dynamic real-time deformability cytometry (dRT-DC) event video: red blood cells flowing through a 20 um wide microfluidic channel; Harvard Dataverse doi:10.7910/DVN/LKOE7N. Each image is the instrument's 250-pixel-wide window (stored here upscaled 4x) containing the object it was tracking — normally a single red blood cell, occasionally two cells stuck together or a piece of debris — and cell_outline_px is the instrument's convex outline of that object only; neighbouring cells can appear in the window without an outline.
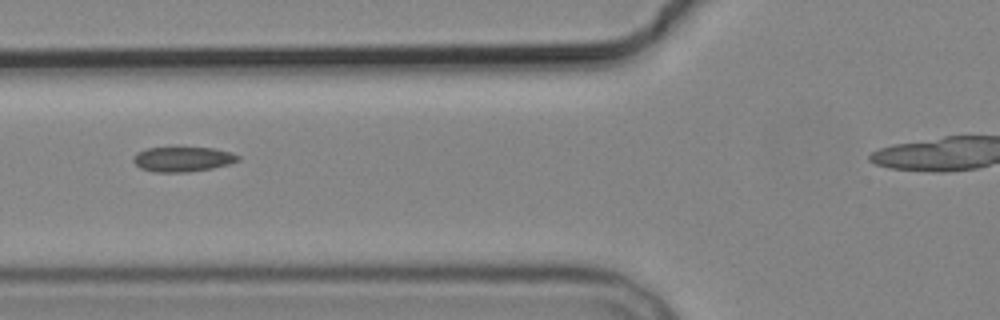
{"species": "common noctule bat (a hibernating species)", "species_latin": "Nyctalus noctula", "temperature_condition": "cold", "stored_images_in_passage": 6, "segment_of_instrument_passage": [1, 2], "camera_frame_rate_fps": 3000, "um_per_image_px": 0.085, "animal": {"sex": "male", "body_mass_g": 19.2, "forearm_length_mm": 51.8}, "frame": {"image": 1, "passage_image": 3, "time_ms": 2.333, "image_size_px": [1000, 320], "cell_outline_px": [[240, 160], [228, 164], [212, 168], [188, 172], [152, 172], [140, 168], [132, 160], [132, 156], [136, 152], [144, 148], [212, 148], [232, 152], [240, 156]], "centroid_in_image_um": [15.5, 13.53], "position_along_channel_um": 110.3, "area_um2": 15.26}}
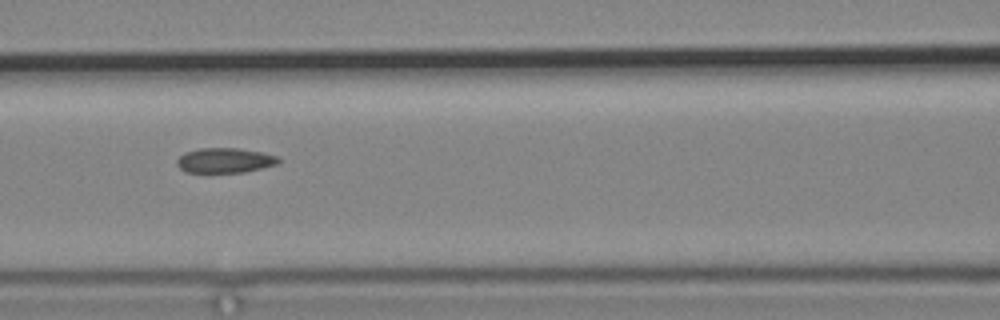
{"frame": {"image": 2, "passage_image": 4, "time_ms": 3.333, "image_size_px": [1000, 320], "cell_outline_px": [[280, 160], [276, 164], [244, 172], [184, 172], [176, 164], [176, 160], [184, 152], [200, 148], [236, 148], [260, 152], [276, 156]], "centroid_in_image_um": [19.05, 13.63], "position_along_channel_um": 147.6, "area_um2": 14.57}}
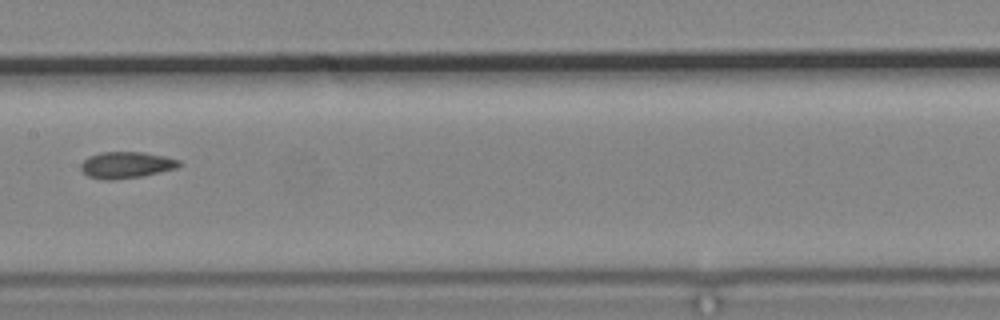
{"frame": {"image": 3, "passage_image": 5, "time_ms": 4.667, "image_size_px": [1000, 320], "cell_outline_px": [[184, 164], [176, 168], [160, 172], [140, 176], [112, 180], [104, 180], [88, 176], [80, 168], [80, 164], [88, 156], [100, 152], [144, 152], [164, 156], [180, 160]], "centroid_in_image_um": [10.74, 14.01], "position_along_channel_um": 196.7, "area_um2": 15.2}}